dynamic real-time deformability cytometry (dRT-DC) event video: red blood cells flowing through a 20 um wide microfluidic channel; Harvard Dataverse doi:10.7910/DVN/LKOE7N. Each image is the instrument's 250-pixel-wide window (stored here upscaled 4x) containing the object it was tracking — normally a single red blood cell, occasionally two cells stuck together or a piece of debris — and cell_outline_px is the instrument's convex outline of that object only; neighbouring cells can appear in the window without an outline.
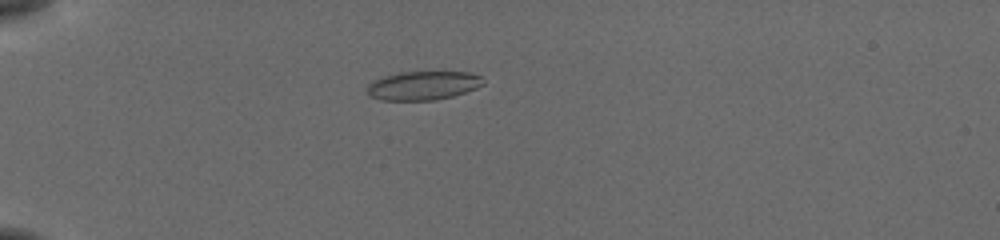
{"species": "common noctule bat (a hibernating species)", "species_latin": "Nyctalus noctula", "temperature_condition": "cold", "stored_images_in_passage": 4, "camera_frame_rate_fps": 3000, "um_per_image_px": 0.085, "animal": {"sex": "female", "body_mass_g": 19.5, "forearm_length_mm": 54.1}, "frame": {"image": 1, "passage_image": 1, "time_ms": 0.0, "image_size_px": [1000, 240], "cell_outline_px": [[484, 84], [476, 88], [452, 96], [436, 100], [380, 100], [368, 96], [368, 84], [372, 80], [384, 76], [400, 72], [468, 72], [480, 76], [484, 80]], "centroid_in_image_um": [35.93, 7.27], "position_along_channel_um": 49.1, "area_um2": 19.48}}
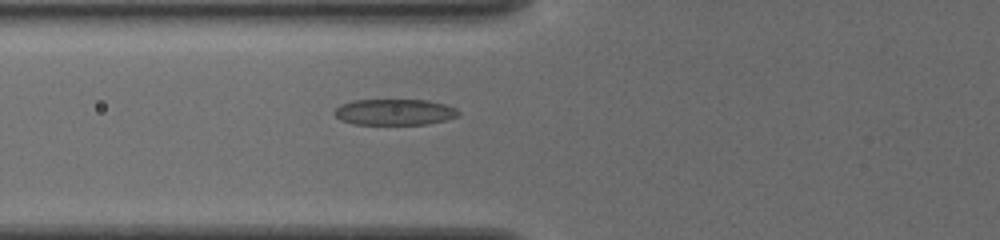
{"frame": {"image": 2, "passage_image": 4, "time_ms": 1.0, "image_size_px": [1000, 240], "cell_outline_px": [[460, 116], [428, 124], [352, 124], [340, 120], [332, 112], [340, 104], [352, 100], [428, 100], [444, 104], [456, 108], [460, 112]], "centroid_in_image_um": [33.52, 9.52], "position_along_channel_um": 92.3, "area_um2": 18.96}}